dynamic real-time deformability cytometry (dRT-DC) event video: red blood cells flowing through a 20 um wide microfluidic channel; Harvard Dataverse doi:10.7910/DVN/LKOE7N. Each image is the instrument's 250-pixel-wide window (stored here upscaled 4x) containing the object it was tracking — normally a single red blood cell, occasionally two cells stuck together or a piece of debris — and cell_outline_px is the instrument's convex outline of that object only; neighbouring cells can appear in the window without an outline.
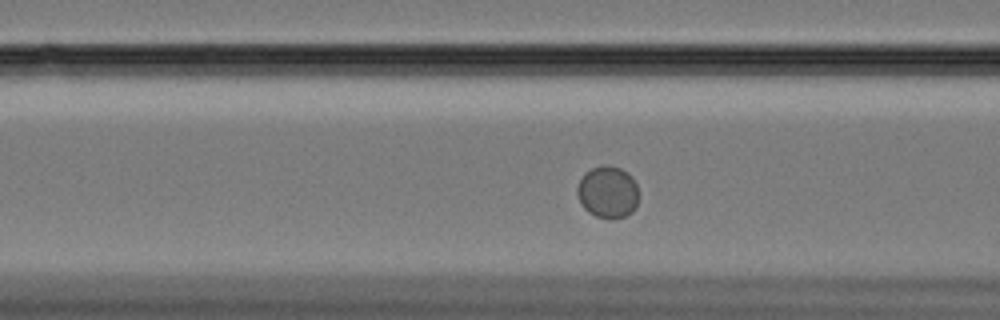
{"species": "Egyptian fruit bat (a non-hibernating species)", "species_latin": "Rousettus aegyptiacus", "temperature_condition": "cold", "stored_images_in_passage": 43, "camera_frame_rate_fps": 3000, "um_per_image_px": 0.085, "animal": {"sex": "female"}, "frame": {"image": 1, "passage_image": 7, "time_ms": 2.0, "image_size_px": [1000, 320], "cell_outline_px": [[636, 208], [632, 212], [624, 216], [612, 220], [608, 220], [596, 216], [588, 212], [584, 208], [576, 192], [576, 188], [584, 172], [592, 168], [604, 164], [608, 164], [620, 168], [628, 172], [632, 176], [636, 184]], "centroid_in_image_um": [51.64, 16.32], "position_along_channel_um": 115.0, "area_um2": 18.79}}
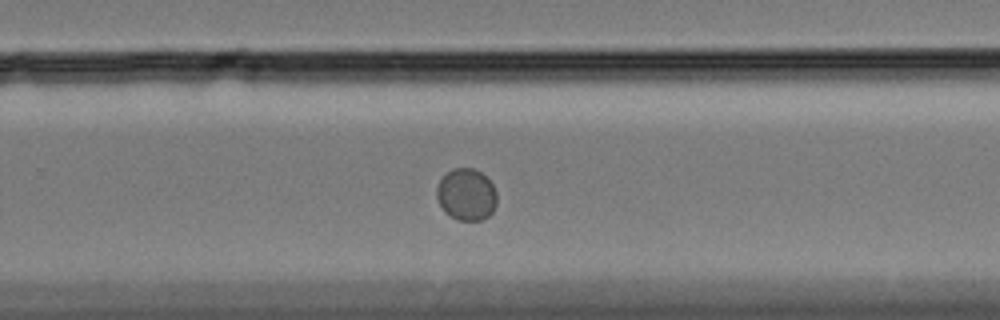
{"frame": {"image": 2, "passage_image": 23, "time_ms": 7.333, "image_size_px": [1000, 320], "cell_outline_px": [[496, 204], [492, 212], [488, 216], [480, 220], [456, 220], [444, 212], [436, 196], [436, 188], [440, 180], [452, 168], [472, 168], [480, 172], [492, 184], [496, 192]], "centroid_in_image_um": [39.63, 16.54], "position_along_channel_um": 290.2, "area_um2": 18.09}}
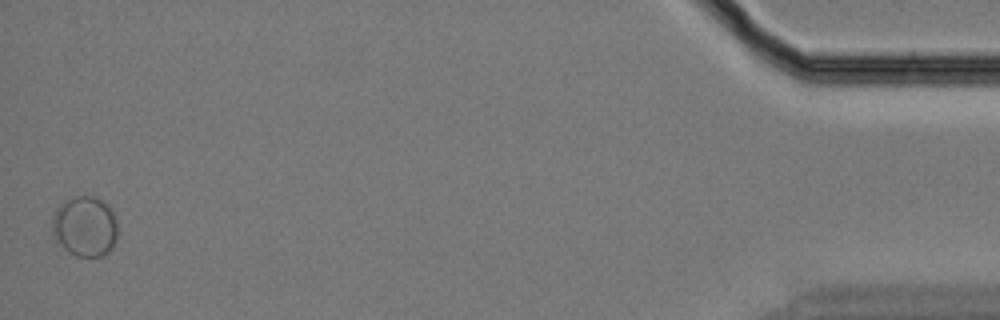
{"frame": {"image": 3, "passage_image": 43, "time_ms": 14.0, "image_size_px": [1000, 320], "cell_outline_px": [[116, 240], [112, 248], [104, 256], [76, 256], [68, 252], [52, 236], [52, 216], [56, 208], [64, 200], [76, 196], [96, 196], [108, 204], [116, 216]], "centroid_in_image_um": [7.21, 19.23], "position_along_channel_um": 428.0, "area_um2": 23.41}}